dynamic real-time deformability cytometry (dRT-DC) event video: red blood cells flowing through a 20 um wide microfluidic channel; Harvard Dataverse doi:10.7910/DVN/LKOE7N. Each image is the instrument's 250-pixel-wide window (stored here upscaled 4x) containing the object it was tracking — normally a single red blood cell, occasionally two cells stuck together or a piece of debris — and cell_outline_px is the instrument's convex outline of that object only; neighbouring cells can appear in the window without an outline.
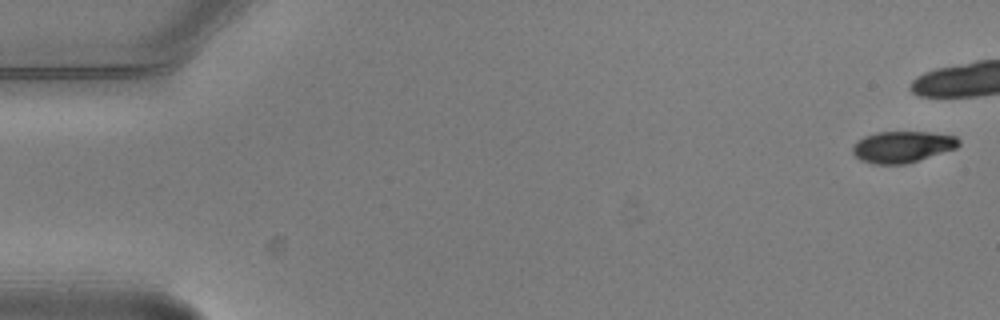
{"species": "common noctule bat (a hibernating species)", "species_latin": "Nyctalus noctula", "temperature_condition": "warm", "stored_images_in_passage": 4, "camera_frame_rate_fps": 3000, "um_per_image_px": 0.085, "animal": {"sex": "male", "body_mass_g": 20.5, "forearm_length_mm": 52.5}, "frame": {"image": 1, "passage_image": 1, "time_ms": 0.0, "image_size_px": [1000, 320], "cell_outline_px": [[960, 144], [956, 148], [904, 164], [872, 164], [860, 160], [852, 152], [852, 144], [864, 136], [876, 132], [928, 132], [956, 136], [960, 140]], "centroid_in_image_um": [76.66, 12.47], "position_along_channel_um": 8.3, "area_um2": 19.36}}